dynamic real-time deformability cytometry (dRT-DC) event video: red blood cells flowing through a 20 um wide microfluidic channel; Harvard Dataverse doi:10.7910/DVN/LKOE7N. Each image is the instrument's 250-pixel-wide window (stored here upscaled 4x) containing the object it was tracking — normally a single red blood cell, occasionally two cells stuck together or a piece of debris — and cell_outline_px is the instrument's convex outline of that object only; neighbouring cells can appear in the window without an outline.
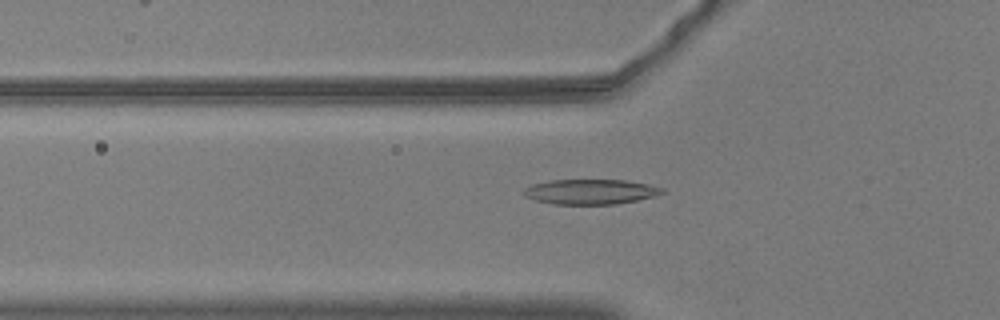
{"species": "common noctule bat (a hibernating species)", "species_latin": "Nyctalus noctula", "temperature_condition": "warm", "stored_images_in_passage": 23, "camera_frame_rate_fps": 3000, "um_per_image_px": 0.085, "animal": {"sex": "male", "body_mass_g": 20.5, "forearm_length_mm": 52.5}, "frame": {"image": 1, "passage_image": 8, "time_ms": 2.333, "image_size_px": [1000, 320], "cell_outline_px": [[664, 192], [652, 196], [636, 200], [616, 204], [552, 204], [536, 200], [524, 196], [524, 188], [532, 184], [548, 180], [624, 180], [648, 184], [664, 188]], "centroid_in_image_um": [50.16, 16.29], "position_along_channel_um": 75.6, "area_um2": 20.06}}
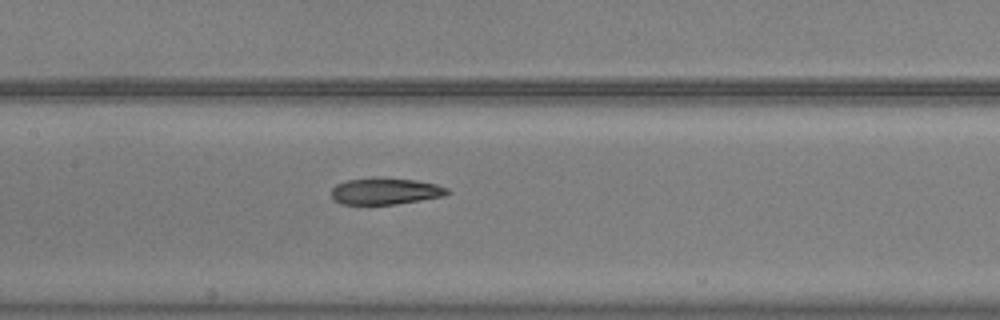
{"frame": {"image": 2, "passage_image": 16, "time_ms": 5.0, "image_size_px": [1000, 320], "cell_outline_px": [[452, 192], [444, 196], [396, 204], [340, 204], [332, 196], [332, 188], [336, 184], [344, 180], [416, 180], [436, 184], [448, 188]], "centroid_in_image_um": [32.79, 16.29], "position_along_channel_um": 174.6, "area_um2": 17.22}}
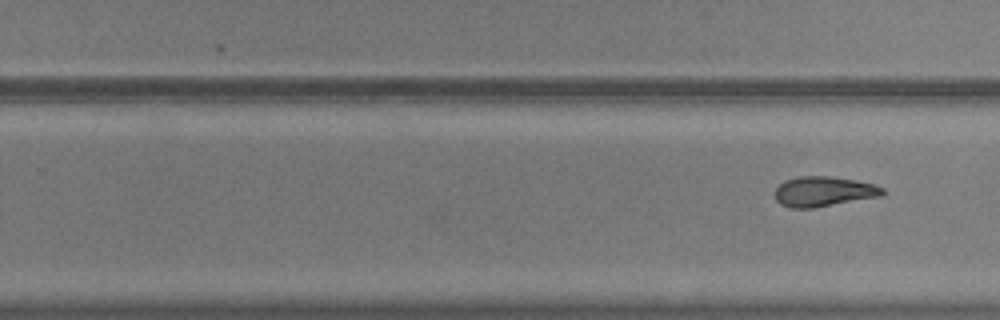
{"frame": {"image": 3, "passage_image": 23, "time_ms": 7.333, "image_size_px": [1000, 320], "cell_outline_px": [[888, 192], [880, 196], [812, 208], [792, 208], [780, 204], [776, 200], [776, 188], [784, 180], [800, 176], [828, 176], [856, 180], [872, 184], [884, 188]], "centroid_in_image_um": [70.01, 16.27], "position_along_channel_um": 259.8, "area_um2": 18.73}}